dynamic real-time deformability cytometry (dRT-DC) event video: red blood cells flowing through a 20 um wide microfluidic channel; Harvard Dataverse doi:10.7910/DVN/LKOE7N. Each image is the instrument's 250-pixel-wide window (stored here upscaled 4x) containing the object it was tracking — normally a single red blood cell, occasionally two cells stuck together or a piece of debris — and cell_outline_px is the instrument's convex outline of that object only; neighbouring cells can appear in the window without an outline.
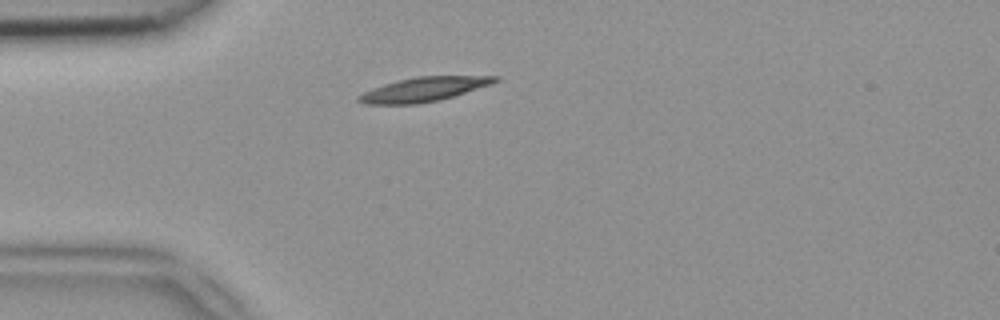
{"species": "common noctule bat (a hibernating species)", "species_latin": "Nyctalus noctula", "temperature_condition": "room temperature", "stored_images_in_passage": 38, "camera_frame_rate_fps": 3000, "um_per_image_px": 0.085, "animal": {"sex": "female", "body_mass_g": 18.4}, "frame": {"image": 1, "passage_image": 2, "time_ms": 0.333, "image_size_px": [1000, 320], "cell_outline_px": [[500, 80], [492, 84], [452, 96], [436, 100], [416, 104], [364, 104], [356, 100], [356, 96], [364, 92], [384, 84], [396, 80], [416, 76], [500, 76]], "centroid_in_image_um": [36.0, 7.58], "position_along_channel_um": 49.0, "area_um2": 19.13}}
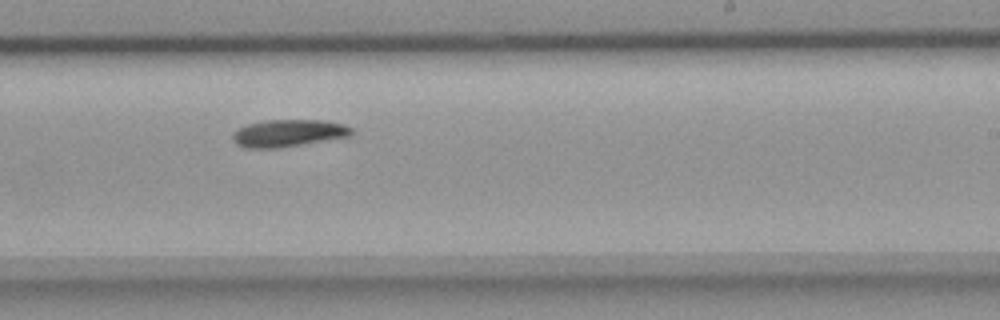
{"frame": {"image": 2, "passage_image": 19, "time_ms": 6.0, "image_size_px": [1000, 320], "cell_outline_px": [[352, 136], [276, 148], [244, 148], [236, 144], [232, 140], [232, 132], [236, 128], [248, 124], [264, 120], [324, 120], [344, 124], [352, 128]], "centroid_in_image_um": [24.47, 11.31], "position_along_channel_um": 264.5, "area_um2": 19.02}}
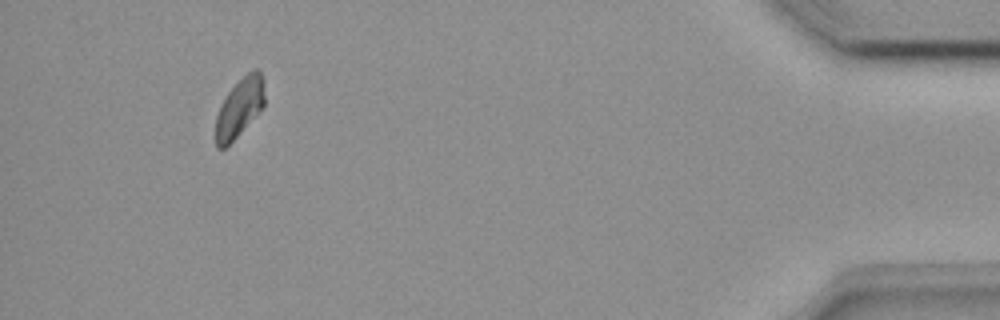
{"frame": {"image": 3, "passage_image": 35, "time_ms": 11.333, "image_size_px": [1000, 320], "cell_outline_px": [[264, 104], [236, 136], [224, 148], [216, 148], [216, 116], [228, 92], [252, 68], [256, 68], [260, 72], [264, 80]], "centroid_in_image_um": [20.36, 9.11], "position_along_channel_um": 414.8, "area_um2": 16.07}}